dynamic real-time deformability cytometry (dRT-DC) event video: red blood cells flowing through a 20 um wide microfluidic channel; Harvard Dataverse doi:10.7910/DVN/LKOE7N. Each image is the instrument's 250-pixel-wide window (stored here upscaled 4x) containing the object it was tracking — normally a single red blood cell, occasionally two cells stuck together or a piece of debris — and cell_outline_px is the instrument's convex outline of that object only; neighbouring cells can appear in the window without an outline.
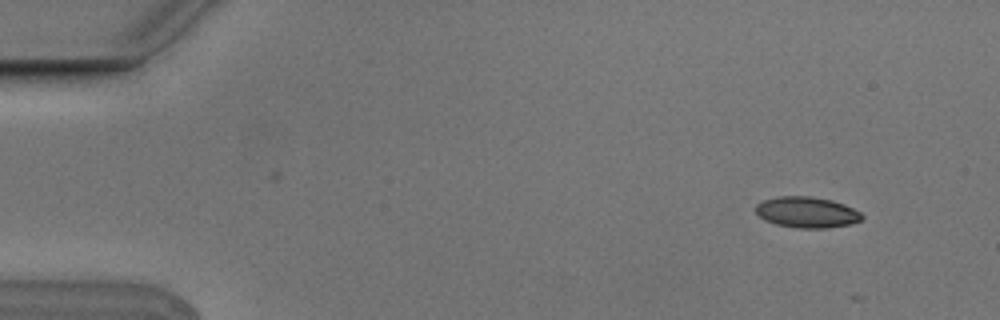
{"species": "Egyptian fruit bat (a non-hibernating species)", "species_latin": "Rousettus aegyptiacus", "temperature_condition": "cold", "stored_images_in_passage": 4, "camera_frame_rate_fps": 3000, "um_per_image_px": 0.085, "animal": {"sex": "male"}, "frame": {"image": 1, "passage_image": 1, "time_ms": 0.0, "image_size_px": [1000, 320], "cell_outline_px": [[864, 216], [860, 220], [848, 224], [828, 228], [796, 228], [776, 224], [764, 220], [756, 212], [756, 204], [764, 200], [776, 196], [812, 196], [832, 200], [844, 204], [860, 212]], "centroid_in_image_um": [68.56, 18.03], "position_along_channel_um": 16.4, "area_um2": 19.13}}
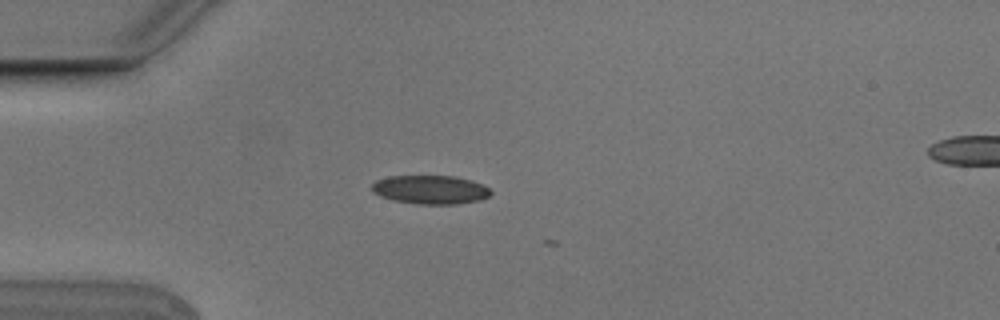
{"frame": {"image": 2, "passage_image": 3, "time_ms": 0.667, "image_size_px": [1000, 320], "cell_outline_px": [[492, 192], [488, 196], [480, 200], [456, 204], [416, 204], [392, 200], [380, 196], [372, 192], [372, 184], [376, 180], [388, 176], [456, 176], [472, 180], [488, 188]], "centroid_in_image_um": [36.55, 16.12], "position_along_channel_um": 48.4, "area_um2": 19.94}}